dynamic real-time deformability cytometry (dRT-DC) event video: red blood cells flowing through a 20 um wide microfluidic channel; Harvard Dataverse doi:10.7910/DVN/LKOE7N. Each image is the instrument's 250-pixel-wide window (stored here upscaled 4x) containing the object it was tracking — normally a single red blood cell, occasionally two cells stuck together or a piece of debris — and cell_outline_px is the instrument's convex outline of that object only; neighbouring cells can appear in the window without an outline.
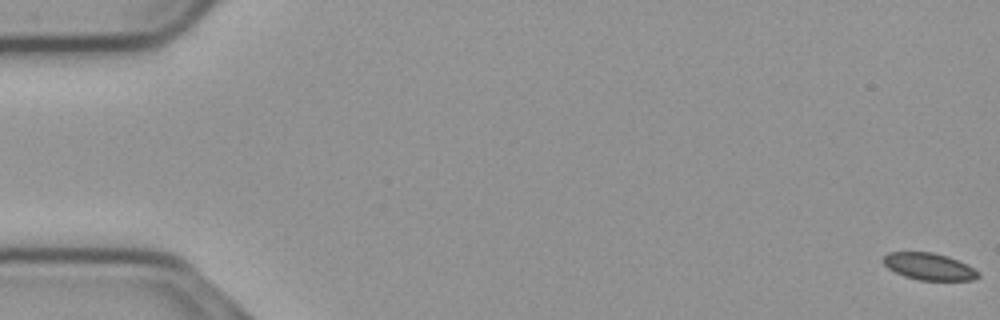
{"species": "common noctule bat (a hibernating species)", "species_latin": "Nyctalus noctula", "temperature_condition": "cold", "stored_images_in_passage": 57, "camera_frame_rate_fps": 3000, "um_per_image_px": 0.085, "animal": {"sex": "male", "body_mass_g": 23.1, "forearm_length_mm": 52.7}, "frame": {"image": 1, "passage_image": 1, "time_ms": 0.0, "image_size_px": [1000, 320], "cell_outline_px": [[980, 276], [976, 280], [920, 280], [904, 276], [888, 268], [884, 264], [884, 256], [888, 252], [932, 252], [948, 256], [980, 272]], "centroid_in_image_um": [78.97, 22.66], "position_along_channel_um": 6.0, "area_um2": 14.74}}
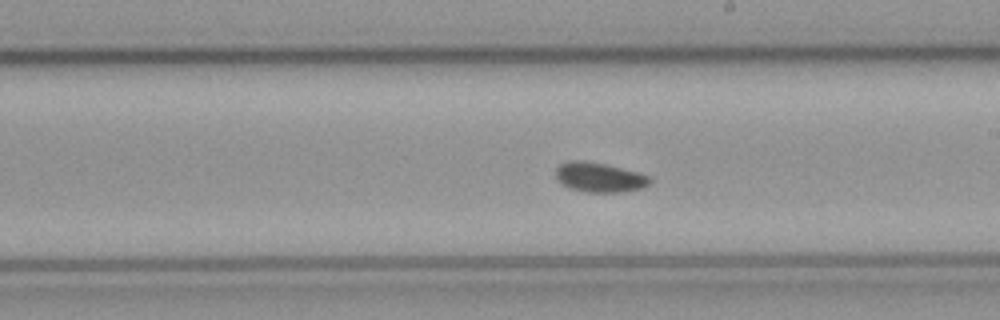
{"frame": {"image": 2, "passage_image": 33, "time_ms": 10.667, "image_size_px": [1000, 320], "cell_outline_px": [[652, 180], [648, 184], [640, 188], [620, 192], [588, 192], [568, 188], [556, 180], [556, 168], [560, 164], [568, 160], [584, 160], [608, 164], [636, 172], [648, 176]], "centroid_in_image_um": [50.89, 15.05], "position_along_channel_um": 238.1, "area_um2": 16.3}}
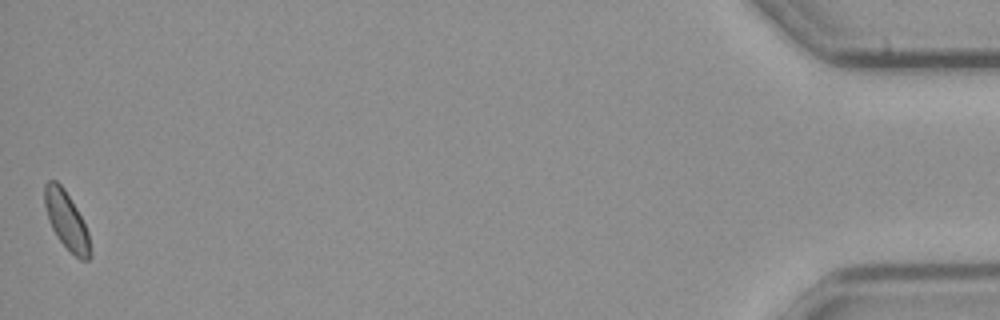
{"frame": {"image": 3, "passage_image": 57, "time_ms": 18.667, "image_size_px": [1000, 320], "cell_outline_px": [[92, 256], [88, 260], [80, 260], [56, 236], [48, 220], [44, 204], [44, 184], [48, 180], [56, 180], [64, 188], [76, 208], [88, 232], [92, 252]], "centroid_in_image_um": [5.64, 18.73], "position_along_channel_um": 429.6, "area_um2": 15.26}}